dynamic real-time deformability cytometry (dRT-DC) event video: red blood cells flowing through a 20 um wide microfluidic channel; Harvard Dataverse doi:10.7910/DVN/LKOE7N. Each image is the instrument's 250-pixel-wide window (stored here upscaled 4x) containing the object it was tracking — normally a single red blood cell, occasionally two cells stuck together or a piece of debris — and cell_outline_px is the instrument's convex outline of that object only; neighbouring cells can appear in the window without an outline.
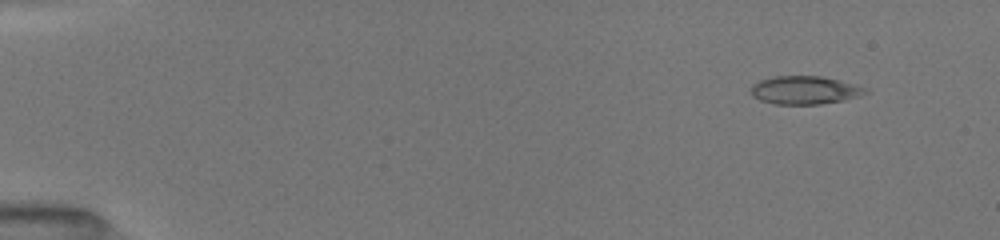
{"species": "common noctule bat (a hibernating species)", "species_latin": "Nyctalus noctula", "temperature_condition": "room temperature", "stored_images_in_passage": 52, "camera_frame_rate_fps": 3000, "um_per_image_px": 0.085, "animal": {"sex": "female", "body_mass_g": 19.5, "forearm_length_mm": 54.1}, "frame": {"image": 1, "passage_image": 5, "time_ms": 1.333, "image_size_px": [1000, 240], "cell_outline_px": [[868, 92], [860, 96], [844, 100], [820, 104], [776, 104], [760, 100], [752, 96], [752, 84], [760, 80], [776, 76], [824, 76], [868, 88]], "centroid_in_image_um": [68.42, 7.66], "position_along_channel_um": 16.6, "area_um2": 18.79}}
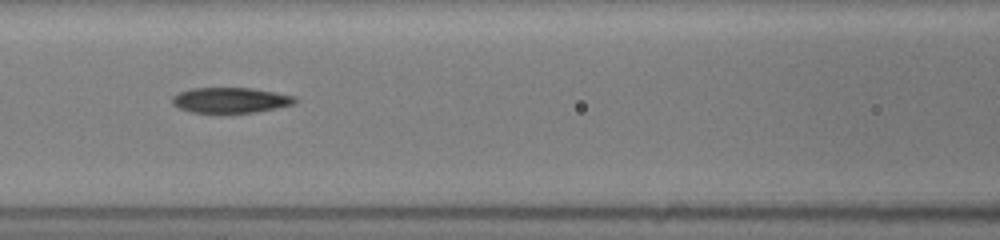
{"frame": {"image": 2, "passage_image": 24, "time_ms": 7.667, "image_size_px": [1000, 240], "cell_outline_px": [[296, 100], [292, 104], [276, 108], [256, 112], [192, 112], [180, 108], [172, 104], [172, 96], [180, 92], [192, 88], [252, 88], [276, 92], [296, 96]], "centroid_in_image_um": [19.59, 8.5], "position_along_channel_um": 147.0, "area_um2": 17.98}}
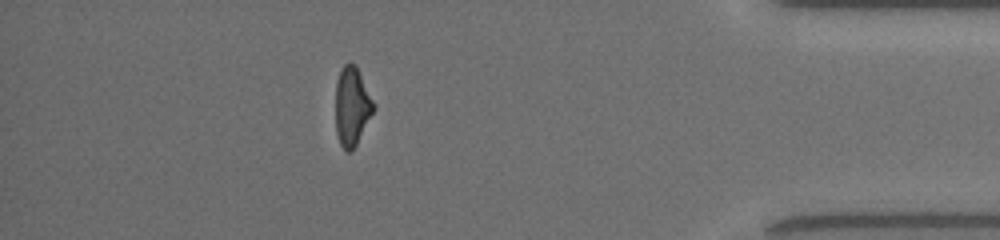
{"frame": {"image": 3, "passage_image": 46, "time_ms": 15.0, "image_size_px": [1000, 240], "cell_outline_px": [[376, 108], [356, 144], [348, 152], [344, 152], [340, 144], [336, 132], [336, 80], [340, 68], [348, 60], [356, 64], [376, 104]], "centroid_in_image_um": [29.93, 8.97], "position_along_channel_um": 405.3, "area_um2": 17.86}, "authors_computed_cell_mechanics": {"area_um2": 18.5827, "velocity_mm_per_s": 4.0357, "shape_relaxation_time_tau1_ms": 6.4132, "shape_relaxation_time_tau2_ms": 4.4743, "deformation_change_tau1": 0.2059, "deformation_change_tau2": 0.1426}}